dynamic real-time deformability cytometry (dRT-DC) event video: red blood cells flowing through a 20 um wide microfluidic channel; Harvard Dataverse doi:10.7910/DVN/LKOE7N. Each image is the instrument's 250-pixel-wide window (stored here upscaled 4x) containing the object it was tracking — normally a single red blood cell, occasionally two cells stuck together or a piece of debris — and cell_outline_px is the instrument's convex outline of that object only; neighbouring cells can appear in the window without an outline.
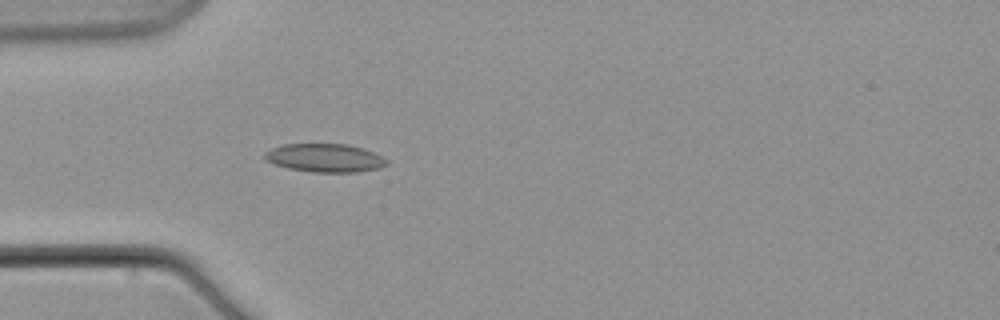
{"species": "common noctule bat (a hibernating species)", "species_latin": "Nyctalus noctula", "temperature_condition": "warm", "stored_images_in_passage": 4, "camera_frame_rate_fps": 3000, "um_per_image_px": 0.085, "animal": {"sex": "male", "body_mass_g": 21.5, "forearm_length_mm": 52.0}, "frame": {"image": 1, "passage_image": 4, "time_ms": 5.333, "image_size_px": [1000, 320], "cell_outline_px": [[388, 164], [380, 168], [356, 172], [312, 172], [288, 168], [264, 160], [264, 152], [272, 148], [284, 144], [348, 144], [372, 152], [388, 160]], "centroid_in_image_um": [27.59, 13.42], "position_along_channel_um": 57.4, "area_um2": 20.06}}